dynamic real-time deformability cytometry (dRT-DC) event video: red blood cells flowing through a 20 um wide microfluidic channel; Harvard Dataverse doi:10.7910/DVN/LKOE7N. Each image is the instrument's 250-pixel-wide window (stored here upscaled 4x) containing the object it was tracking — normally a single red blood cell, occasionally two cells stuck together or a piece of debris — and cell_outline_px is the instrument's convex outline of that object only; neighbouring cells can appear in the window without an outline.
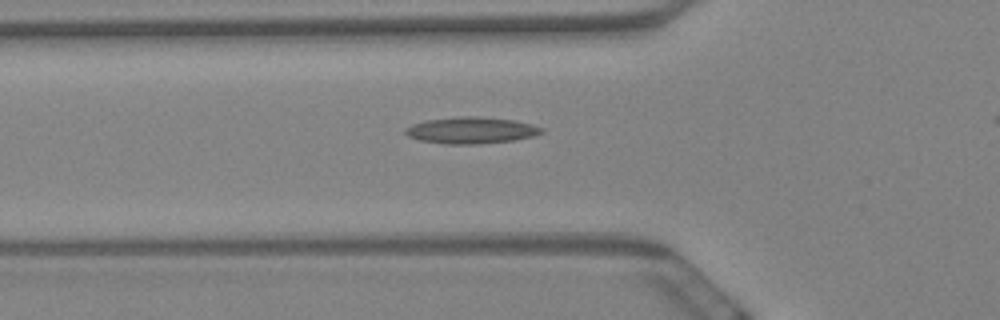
{"species": "Egyptian fruit bat (a non-hibernating species)", "species_latin": "Rousettus aegyptiacus", "temperature_condition": "warm", "stored_images_in_passage": 48, "camera_frame_rate_fps": 3000, "um_per_image_px": 0.085, "animal": {"sex": "female"}, "frame": {"image": 1, "passage_image": 17, "time_ms": 5.333, "image_size_px": [1000, 320], "cell_outline_px": [[544, 132], [532, 136], [512, 140], [476, 144], [444, 144], [420, 140], [408, 136], [404, 132], [404, 128], [412, 124], [424, 120], [456, 116], [476, 116], [512, 120], [544, 128]], "centroid_in_image_um": [39.98, 11.07], "position_along_channel_um": 85.8, "area_um2": 20.98}}
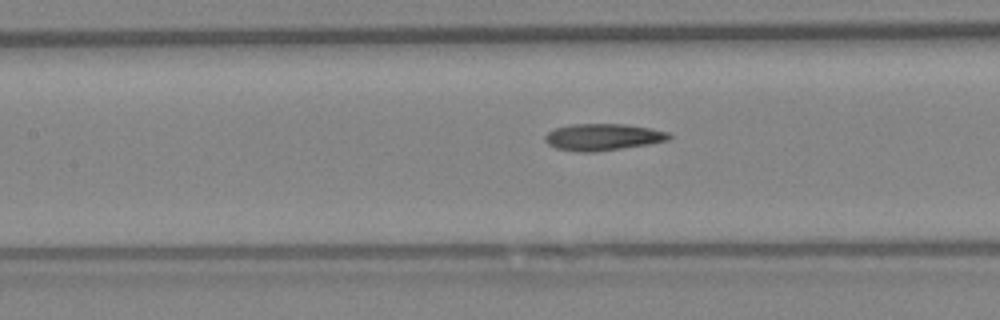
{"frame": {"image": 2, "passage_image": 23, "time_ms": 7.333, "image_size_px": [1000, 320], "cell_outline_px": [[672, 136], [668, 140], [648, 144], [592, 152], [580, 152], [556, 148], [548, 144], [544, 140], [544, 136], [548, 132], [556, 128], [572, 124], [624, 124], [652, 128], [668, 132]], "centroid_in_image_um": [51.24, 11.64], "position_along_channel_um": 156.2, "area_um2": 19.19}}
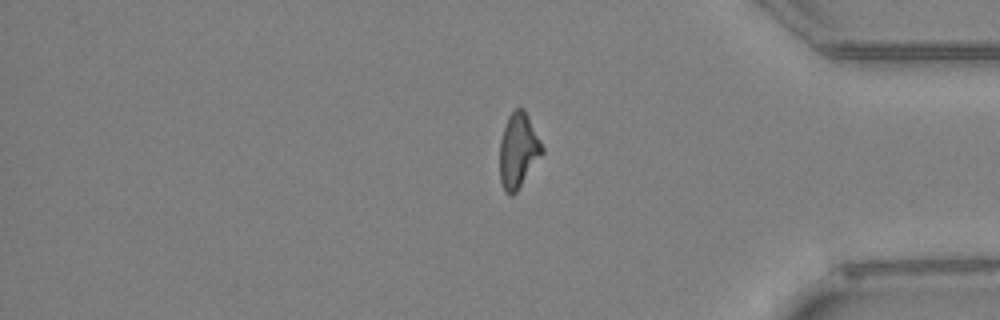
{"frame": {"image": 3, "passage_image": 45, "time_ms": 14.667, "image_size_px": [1000, 320], "cell_outline_px": [[544, 152], [516, 192], [512, 196], [508, 196], [504, 192], [500, 180], [500, 140], [508, 116], [516, 108], [524, 108], [544, 148]], "centroid_in_image_um": [44.05, 12.82], "position_along_channel_um": 391.2, "area_um2": 18.44}}